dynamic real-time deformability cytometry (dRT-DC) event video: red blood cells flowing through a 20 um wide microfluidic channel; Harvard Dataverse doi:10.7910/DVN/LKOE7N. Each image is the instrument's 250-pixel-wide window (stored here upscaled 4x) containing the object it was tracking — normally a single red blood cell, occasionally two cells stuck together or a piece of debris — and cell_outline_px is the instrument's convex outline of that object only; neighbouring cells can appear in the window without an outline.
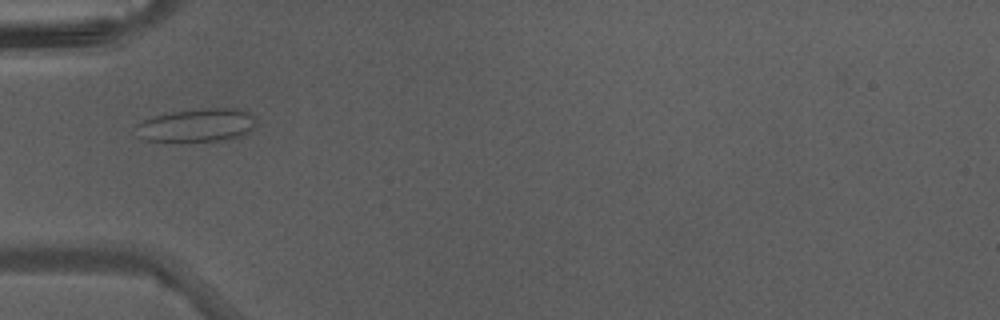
{"species": "Egyptian fruit bat (a non-hibernating species)", "species_latin": "Rousettus aegyptiacus", "temperature_condition": "warm", "stored_images_in_passage": 24, "camera_frame_rate_fps": 3000, "um_per_image_px": 0.085, "animal": {"sex": "male"}, "frame": {"image": 1, "passage_image": 1, "time_ms": 0.0, "image_size_px": [1000, 320], "cell_outline_px": [[252, 128], [236, 136], [216, 140], [144, 140], [140, 136], [140, 124], [144, 120], [156, 116], [172, 112], [208, 108], [232, 108], [244, 112], [252, 116]], "centroid_in_image_um": [16.71, 10.62], "position_along_channel_um": 68.3, "area_um2": 21.62}}
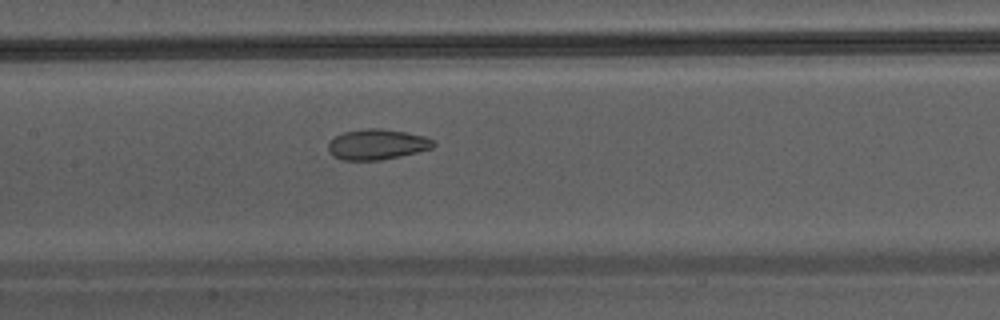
{"frame": {"image": 2, "passage_image": 8, "time_ms": 2.333, "image_size_px": [1000, 320], "cell_outline_px": [[436, 144], [432, 148], [400, 156], [380, 160], [344, 160], [336, 156], [328, 148], [328, 144], [336, 136], [344, 132], [368, 128], [380, 128], [408, 132], [424, 136], [436, 140]], "centroid_in_image_um": [32.12, 12.26], "position_along_channel_um": 175.3, "area_um2": 18.5}}
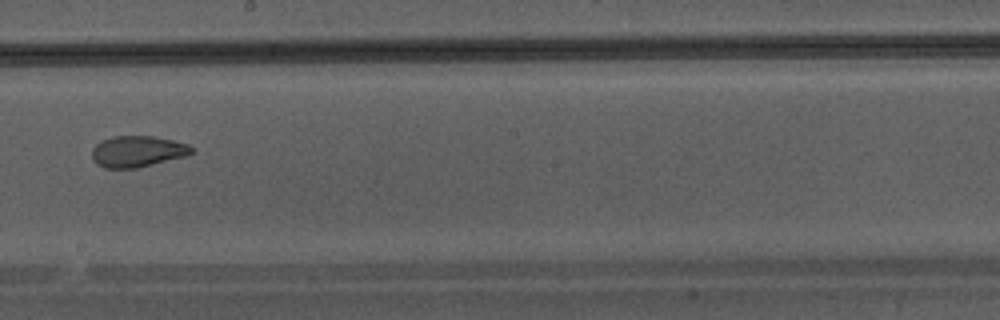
{"frame": {"image": 3, "passage_image": 12, "time_ms": 3.667, "image_size_px": [1000, 320], "cell_outline_px": [[192, 152], [188, 156], [136, 168], [104, 168], [96, 164], [92, 160], [92, 148], [100, 140], [112, 136], [156, 136], [188, 144], [192, 148]], "centroid_in_image_um": [11.66, 12.87], "position_along_channel_um": 236.5, "area_um2": 18.32}}